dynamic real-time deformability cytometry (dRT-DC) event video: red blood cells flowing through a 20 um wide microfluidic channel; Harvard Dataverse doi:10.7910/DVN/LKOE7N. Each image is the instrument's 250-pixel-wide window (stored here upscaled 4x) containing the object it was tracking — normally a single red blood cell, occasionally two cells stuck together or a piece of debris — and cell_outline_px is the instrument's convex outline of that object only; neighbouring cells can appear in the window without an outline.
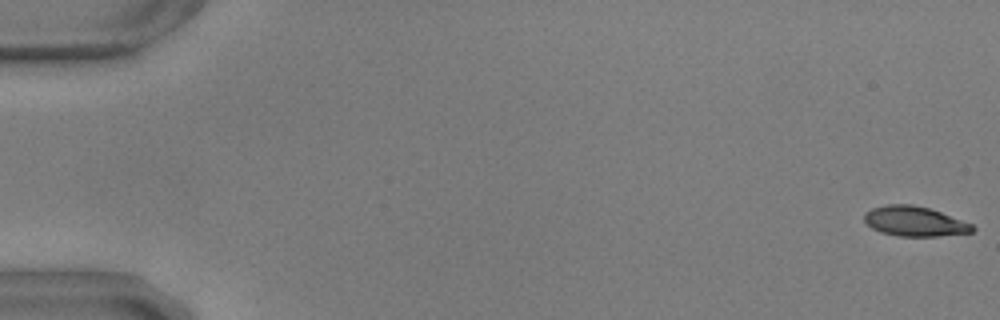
{"species": "common noctule bat (a hibernating species)", "species_latin": "Nyctalus noctula", "temperature_condition": "warm", "stored_images_in_passage": 57, "camera_frame_rate_fps": 3000, "um_per_image_px": 0.085, "animal": {"sex": "male", "body_mass_g": 17.9, "forearm_length_mm": 54.2}, "frame": {"image": 1, "passage_image": 1, "time_ms": 0.0, "image_size_px": [1000, 320], "cell_outline_px": [[976, 228], [972, 232], [936, 236], [896, 236], [880, 232], [872, 228], [864, 220], [864, 212], [872, 208], [888, 204], [912, 204], [928, 208], [940, 212], [972, 224]], "centroid_in_image_um": [77.71, 18.81], "position_along_channel_um": 7.3, "area_um2": 18.73}}
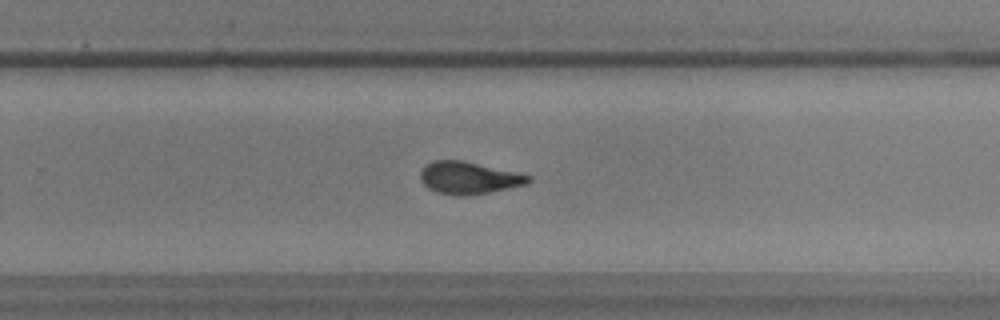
{"frame": {"image": 2, "passage_image": 37, "time_ms": 12.0, "image_size_px": [1000, 320], "cell_outline_px": [[532, 180], [524, 184], [488, 192], [464, 196], [460, 196], [436, 192], [428, 188], [420, 180], [420, 172], [432, 160], [460, 160], [532, 176]], "centroid_in_image_um": [39.79, 15.12], "position_along_channel_um": 290.0, "area_um2": 19.83}}
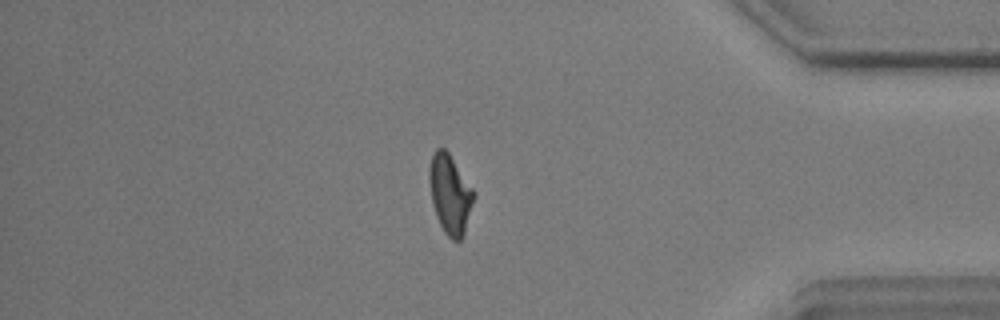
{"frame": {"image": 3, "passage_image": 48, "time_ms": 15.667, "image_size_px": [1000, 320], "cell_outline_px": [[476, 196], [464, 236], [460, 240], [452, 240], [444, 232], [436, 216], [432, 204], [428, 180], [428, 168], [432, 156], [436, 148], [444, 148], [448, 152], [476, 192]], "centroid_in_image_um": [38.27, 16.52], "position_along_channel_um": 396.9, "area_um2": 20.92}, "authors_computed_cell_mechanics": {"area_um2": 20.23, "velocity_mm_per_s": 3.6595, "shape_relaxation_time_tau1_ms": null, "shape_relaxation_time_tau2_ms": 1.9378, "deformation_change_tau1": null, "deformation_change_tau2": 0.0844}}